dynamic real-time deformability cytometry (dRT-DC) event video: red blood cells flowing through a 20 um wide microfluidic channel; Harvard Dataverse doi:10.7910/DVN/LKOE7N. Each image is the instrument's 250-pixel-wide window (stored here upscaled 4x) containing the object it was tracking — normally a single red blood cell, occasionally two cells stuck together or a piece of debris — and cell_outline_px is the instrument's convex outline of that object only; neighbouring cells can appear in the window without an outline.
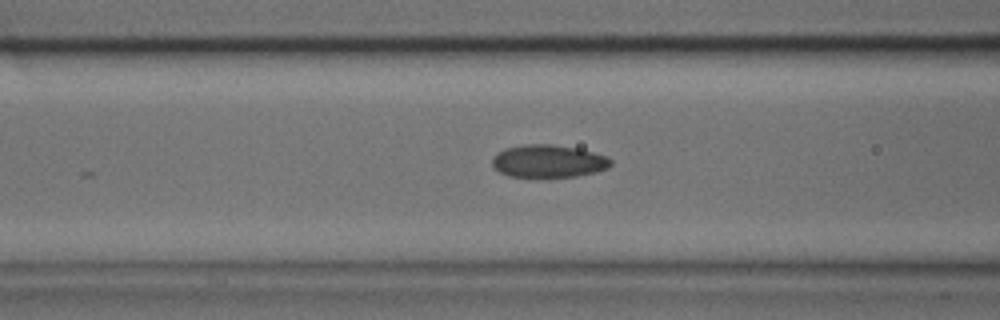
{"species": "common noctule bat (a hibernating species)", "species_latin": "Nyctalus noctula", "temperature_condition": "cold", "stored_images_in_passage": 27, "camera_frame_rate_fps": 3000, "um_per_image_px": 0.085, "animal": {"sex": "male", "body_mass_g": 17.9, "forearm_length_mm": 54.2}, "frame": {"image": 1, "passage_image": 5, "time_ms": 1.333, "image_size_px": [1000, 320], "cell_outline_px": [[612, 164], [608, 168], [596, 172], [576, 176], [508, 176], [500, 172], [492, 164], [492, 156], [496, 152], [504, 148], [524, 144], [552, 144], [576, 148], [608, 156], [612, 160]], "centroid_in_image_um": [46.61, 13.68], "position_along_channel_um": 120.0, "area_um2": 22.54}}
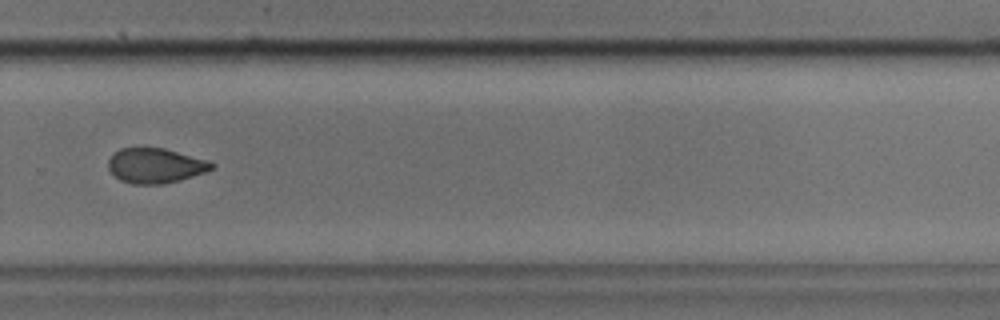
{"frame": {"image": 2, "passage_image": 18, "time_ms": 5.667, "image_size_px": [1000, 320], "cell_outline_px": [[216, 164], [212, 168], [204, 172], [180, 180], [160, 184], [132, 184], [120, 180], [108, 168], [108, 160], [120, 148], [164, 148], [208, 160]], "centroid_in_image_um": [13.21, 14.08], "position_along_channel_um": 316.6, "area_um2": 20.81}}
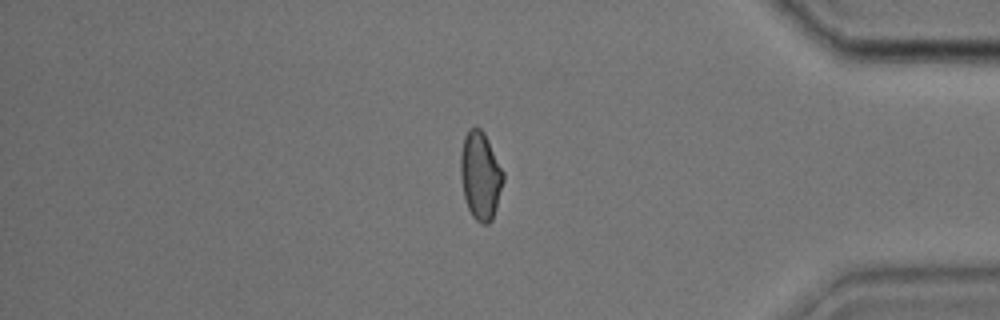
{"frame": {"image": 3, "passage_image": 25, "time_ms": 8.0, "image_size_px": [1000, 320], "cell_outline_px": [[504, 180], [496, 208], [492, 220], [488, 224], [484, 224], [476, 220], [472, 216], [468, 208], [464, 196], [460, 176], [460, 156], [464, 136], [468, 128], [480, 128], [484, 132], [504, 172]], "centroid_in_image_um": [40.83, 14.92], "position_along_channel_um": 394.4, "area_um2": 21.91}}